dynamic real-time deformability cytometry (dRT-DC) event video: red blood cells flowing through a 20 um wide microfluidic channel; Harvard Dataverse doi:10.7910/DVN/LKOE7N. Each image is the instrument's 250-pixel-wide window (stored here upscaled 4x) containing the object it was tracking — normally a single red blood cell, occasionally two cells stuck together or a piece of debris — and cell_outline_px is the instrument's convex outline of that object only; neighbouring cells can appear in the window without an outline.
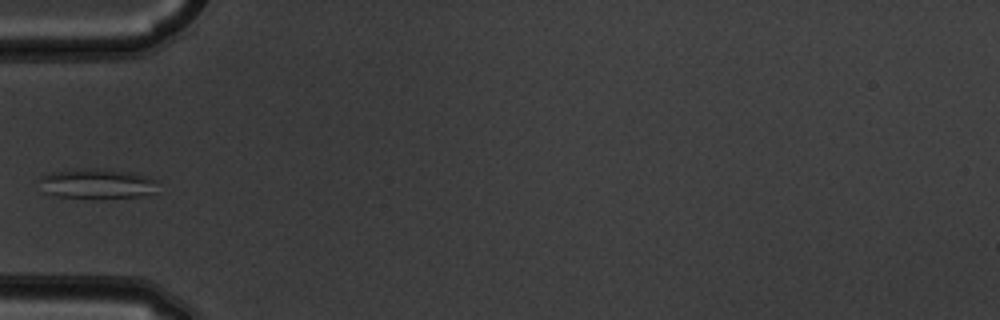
{"species": "common noctule bat (a hibernating species)", "species_latin": "Nyctalus noctula", "temperature_condition": "warm", "stored_images_in_passage": 5, "camera_frame_rate_fps": 3000, "um_per_image_px": 0.085, "animal": {"sex": "male", "body_mass_g": 19.5, "forearm_length_mm": 54.6}, "frame": {"image": 1, "passage_image": 4, "time_ms": 1.0, "image_size_px": [1000, 320], "cell_outline_px": [[160, 180], [156, 192], [140, 196], [56, 196], [44, 192], [40, 180], [40, 176], [52, 172], [136, 172]], "centroid_in_image_um": [8.37, 15.64], "position_along_channel_um": 76.6, "area_um2": 18.96}}
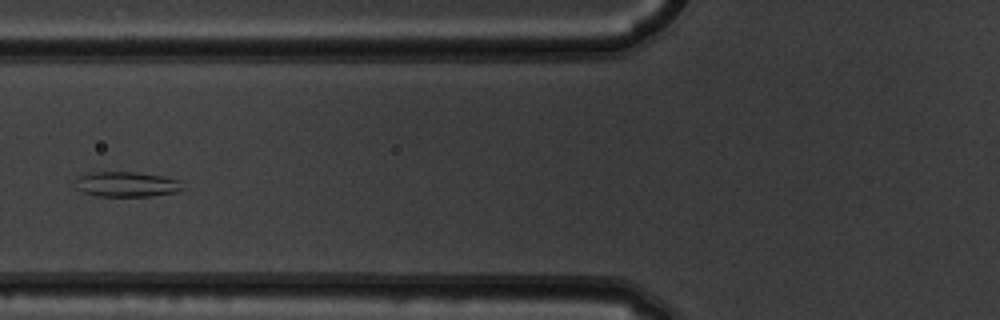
{"frame": {"image": 2, "passage_image": 5, "time_ms": 1.333, "image_size_px": [1000, 320], "cell_outline_px": [[184, 188], [176, 192], [152, 196], [96, 196], [84, 192], [76, 188], [76, 180], [80, 176], [92, 172], [136, 172], [164, 176], [180, 180]], "centroid_in_image_um": [10.8, 15.66], "position_along_channel_um": 115.0, "area_um2": 15.72}}